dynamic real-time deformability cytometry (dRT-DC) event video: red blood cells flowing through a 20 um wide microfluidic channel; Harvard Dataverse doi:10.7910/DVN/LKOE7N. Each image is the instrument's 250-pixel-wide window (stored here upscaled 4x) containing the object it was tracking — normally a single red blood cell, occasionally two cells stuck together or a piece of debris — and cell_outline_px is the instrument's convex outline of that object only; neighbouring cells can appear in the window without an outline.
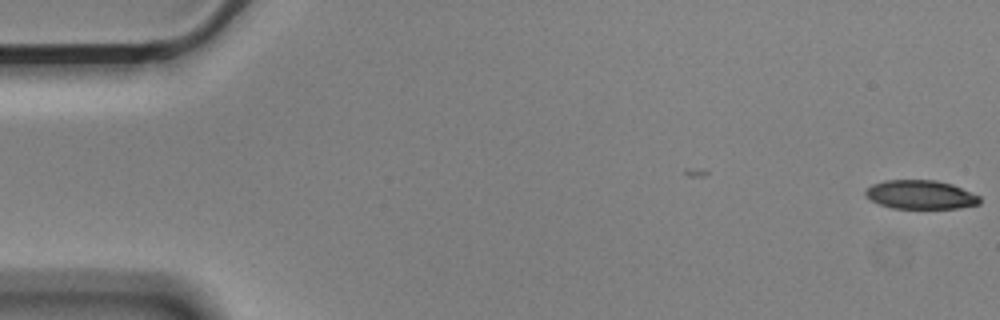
{"species": "Egyptian fruit bat (a non-hibernating species)", "species_latin": "Rousettus aegyptiacus", "temperature_condition": "cold", "stored_images_in_passage": 2, "camera_frame_rate_fps": 3000, "um_per_image_px": 0.085, "animal": {"sex": "male"}, "frame": {"image": 1, "passage_image": 2, "time_ms": 0.333, "image_size_px": [1000, 320], "cell_outline_px": [[980, 204], [960, 208], [892, 208], [880, 204], [872, 200], [864, 192], [872, 184], [884, 180], [936, 180], [952, 184], [980, 196]], "centroid_in_image_um": [78.27, 16.54], "position_along_channel_um": 6.7, "area_um2": 19.07}}